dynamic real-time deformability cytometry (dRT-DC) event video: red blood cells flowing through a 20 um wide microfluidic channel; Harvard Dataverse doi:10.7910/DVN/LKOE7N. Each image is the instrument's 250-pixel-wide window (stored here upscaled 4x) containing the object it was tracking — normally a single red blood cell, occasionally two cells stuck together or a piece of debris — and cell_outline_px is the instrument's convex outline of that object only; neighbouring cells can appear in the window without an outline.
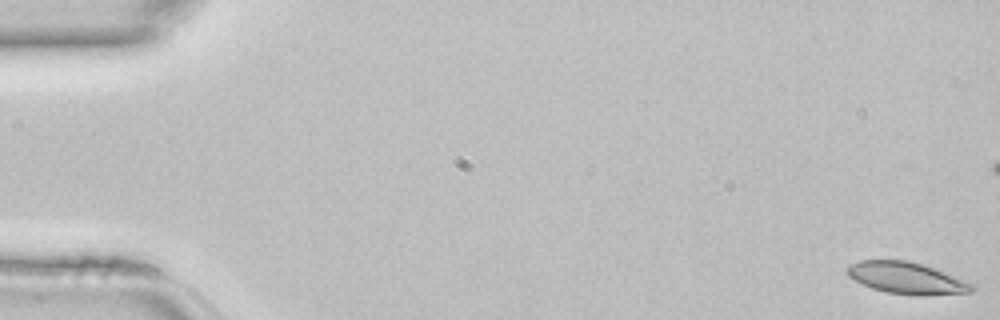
{"species": "common noctule bat (a hibernating species)", "species_latin": "Nyctalus noctula", "temperature_condition": "room temperature", "stored_images_in_passage": 46, "camera_frame_rate_fps": 3000, "um_per_image_px": 0.085, "animal": {"sex": "female", "body_mass_g": 22.7, "forearm_length_mm": 54.2}, "frame": {"image": 1, "passage_image": 1, "time_ms": 0.0, "image_size_px": [1000, 320], "cell_outline_px": [[976, 288], [972, 292], [924, 296], [916, 296], [884, 292], [872, 288], [848, 276], [848, 268], [852, 264], [860, 260], [908, 260], [924, 264], [936, 268], [964, 280], [972, 284]], "centroid_in_image_um": [77.12, 23.64], "position_along_channel_um": 7.9, "area_um2": 23.12}}
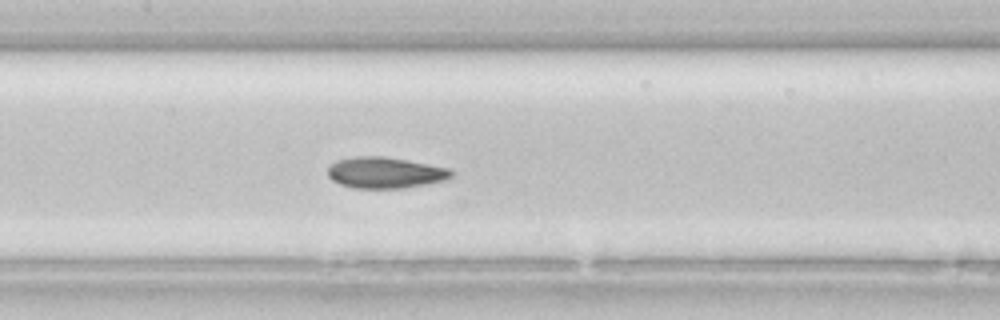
{"frame": {"image": 2, "passage_image": 22, "time_ms": 7.0, "image_size_px": [1000, 320], "cell_outline_px": [[456, 172], [452, 176], [444, 180], [404, 188], [352, 188], [340, 184], [332, 180], [328, 176], [328, 164], [336, 160], [352, 156], [384, 156], [408, 160], [452, 168]], "centroid_in_image_um": [32.73, 14.66], "position_along_channel_um": 174.7, "area_um2": 22.77}}
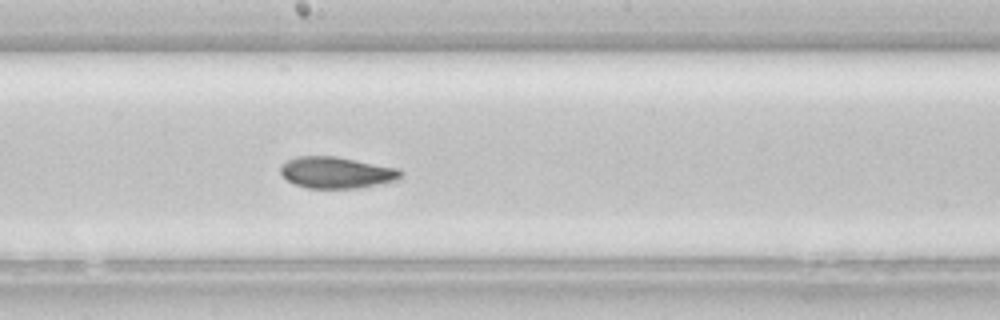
{"frame": {"image": 3, "passage_image": 25, "time_ms": 8.0, "image_size_px": [1000, 320], "cell_outline_px": [[404, 172], [396, 180], [360, 188], [308, 188], [296, 184], [288, 180], [280, 172], [280, 164], [296, 156], [336, 156], [396, 168]], "centroid_in_image_um": [28.57, 14.66], "position_along_channel_um": 219.6, "area_um2": 21.85}}